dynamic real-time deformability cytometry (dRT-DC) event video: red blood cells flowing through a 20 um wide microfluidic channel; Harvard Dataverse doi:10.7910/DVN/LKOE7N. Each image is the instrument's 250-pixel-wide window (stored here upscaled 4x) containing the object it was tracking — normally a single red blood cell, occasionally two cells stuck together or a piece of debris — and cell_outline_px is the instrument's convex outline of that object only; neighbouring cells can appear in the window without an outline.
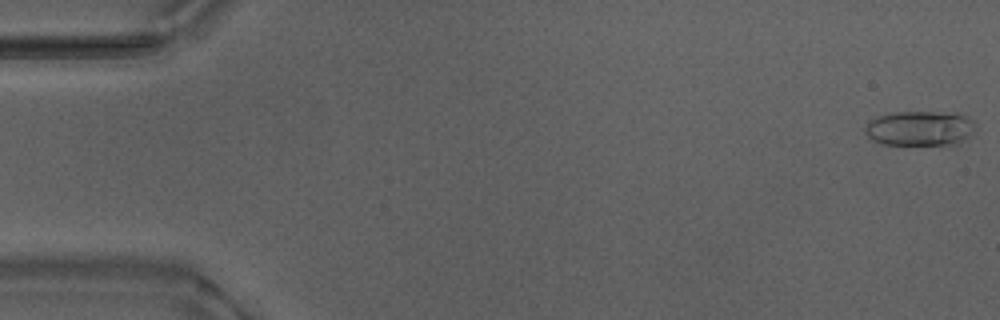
{"species": "Egyptian fruit bat (a non-hibernating species)", "species_latin": "Rousettus aegyptiacus", "temperature_condition": "warm", "stored_images_in_passage": 53, "camera_frame_rate_fps": 3000, "um_per_image_px": 0.085, "animal": {"sex": "male"}, "frame": {"image": 1, "passage_image": 1, "time_ms": 0.0, "image_size_px": [1000, 320], "cell_outline_px": [[976, 124], [972, 132], [968, 136], [952, 144], [880, 144], [872, 140], [868, 136], [864, 128], [872, 120], [880, 116], [892, 112], [932, 112], [964, 116], [972, 120]], "centroid_in_image_um": [78.14, 10.91], "position_along_channel_um": 6.9, "area_um2": 21.73}}
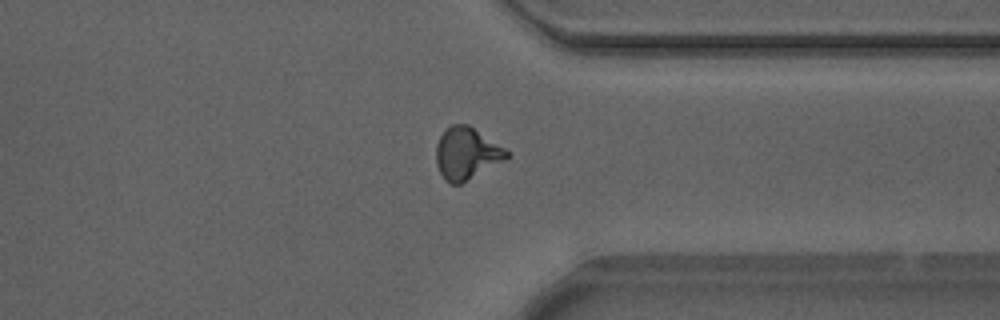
{"frame": {"image": 2, "passage_image": 41, "time_ms": 13.333, "image_size_px": [1000, 320], "cell_outline_px": [[508, 156], [504, 160], [460, 184], [448, 184], [444, 180], [436, 164], [436, 144], [440, 136], [452, 124], [468, 124], [504, 148], [508, 152]], "centroid_in_image_um": [39.61, 13.05], "position_along_channel_um": 371.8, "area_um2": 21.04}}
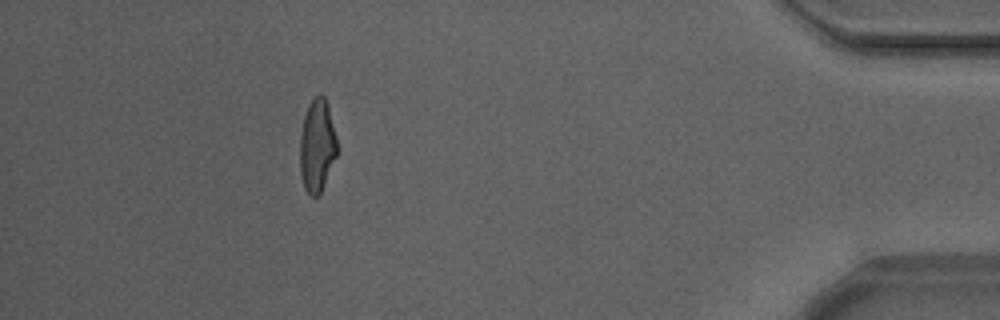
{"frame": {"image": 3, "passage_image": 48, "time_ms": 15.667, "image_size_px": [1000, 320], "cell_outline_px": [[336, 156], [320, 196], [312, 196], [304, 188], [300, 172], [300, 136], [304, 116], [308, 104], [320, 92], [324, 96], [328, 104], [336, 136]], "centroid_in_image_um": [26.95, 12.38], "position_along_channel_um": 408.3, "area_um2": 20.11}, "authors_computed_cell_mechanics": {"area_um2": 20.4612, "velocity_mm_per_s": 3.8802, "shape_relaxation_time_tau1_ms": 5.9716, "shape_relaxation_time_tau2_ms": 1.2837, "deformation_change_tau1": 0.24, "deformation_change_tau2": 0.0902}}